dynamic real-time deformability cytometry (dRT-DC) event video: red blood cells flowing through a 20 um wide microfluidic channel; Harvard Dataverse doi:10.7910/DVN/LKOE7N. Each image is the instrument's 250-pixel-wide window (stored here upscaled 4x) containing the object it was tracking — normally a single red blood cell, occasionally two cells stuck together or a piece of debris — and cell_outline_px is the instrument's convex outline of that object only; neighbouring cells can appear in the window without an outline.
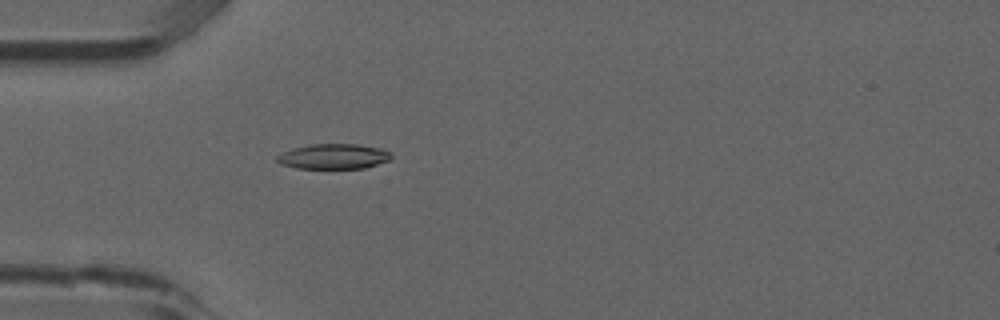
{"species": "common noctule bat (a hibernating species)", "species_latin": "Nyctalus noctula", "temperature_condition": "room temperature", "stored_images_in_passage": 4, "camera_frame_rate_fps": 3000, "um_per_image_px": 0.085, "animal": {"sex": "male", "forearm_length_mm": 52.5}, "frame": {"image": 1, "passage_image": 4, "time_ms": 1.0, "image_size_px": [1000, 320], "cell_outline_px": [[392, 156], [388, 160], [364, 168], [296, 168], [280, 164], [276, 160], [276, 156], [292, 148], [312, 144], [356, 144], [380, 148], [392, 152]], "centroid_in_image_um": [28.34, 13.29], "position_along_channel_um": 56.7, "area_um2": 16.65}}